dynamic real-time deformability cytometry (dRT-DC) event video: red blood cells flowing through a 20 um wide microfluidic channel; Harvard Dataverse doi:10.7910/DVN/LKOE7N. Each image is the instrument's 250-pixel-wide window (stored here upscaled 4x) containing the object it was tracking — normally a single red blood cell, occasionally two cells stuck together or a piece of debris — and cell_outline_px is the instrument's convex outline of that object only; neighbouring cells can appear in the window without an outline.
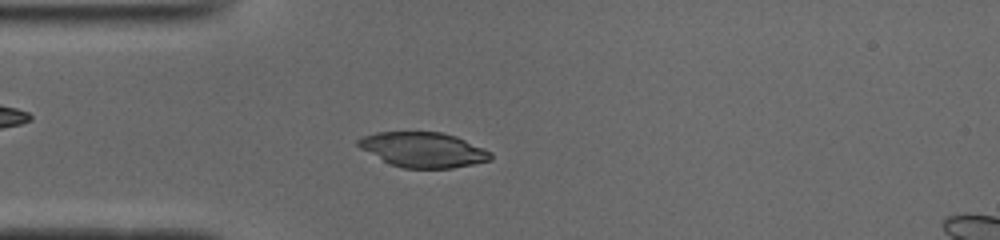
{"species": "common noctule bat (a hibernating species)", "species_latin": "Nyctalus noctula", "temperature_condition": "cold", "stored_images_in_passage": 50, "camera_frame_rate_fps": 3000, "um_per_image_px": 0.085, "animal": {"sex": "male", "body_mass_g": 19.0, "forearm_length_mm": 50.8}, "frame": {"image": 1, "passage_image": 13, "time_ms": 4.0, "image_size_px": [1000, 240], "cell_outline_px": [[492, 160], [452, 168], [400, 168], [360, 148], [356, 144], [356, 140], [364, 136], [376, 132], [444, 132], [456, 136], [484, 148], [492, 152]], "centroid_in_image_um": [36.0, 12.72], "position_along_channel_um": 49.0, "area_um2": 26.93}}
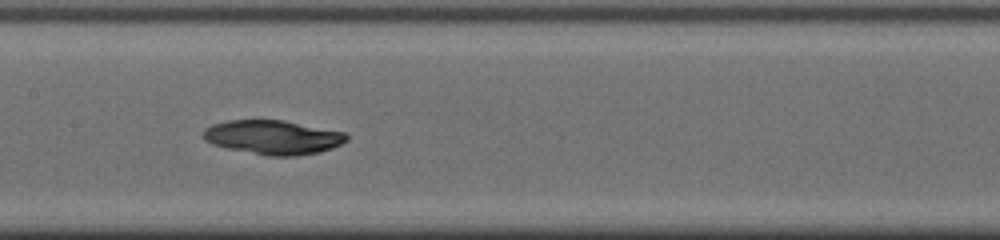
{"frame": {"image": 2, "passage_image": 24, "time_ms": 7.667, "image_size_px": [1000, 240], "cell_outline_px": [[348, 140], [332, 148], [320, 152], [296, 156], [268, 156], [228, 148], [212, 144], [204, 140], [204, 128], [212, 124], [228, 120], [284, 120], [344, 132], [348, 136]], "centroid_in_image_um": [23.21, 11.67], "position_along_channel_um": 184.2, "area_um2": 28.5}}
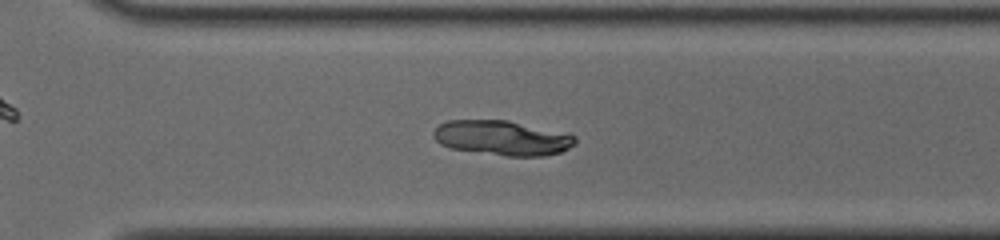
{"frame": {"image": 3, "passage_image": 35, "time_ms": 11.333, "image_size_px": [1000, 240], "cell_outline_px": [[576, 144], [560, 152], [544, 156], [508, 156], [448, 148], [440, 144], [436, 140], [432, 132], [440, 124], [448, 120], [508, 120], [568, 132], [576, 136]], "centroid_in_image_um": [42.73, 11.71], "position_along_channel_um": 327.9, "area_um2": 29.02}, "authors_computed_cell_mechanics": {"area_um2": 28.5821, "velocity_mm_per_s": 3.9152, "shape_relaxation_time_tau1_ms": 9.7981, "shape_relaxation_time_tau2_ms": null, "deformation_change_tau1": 0.0353, "deformation_change_tau2": null}}